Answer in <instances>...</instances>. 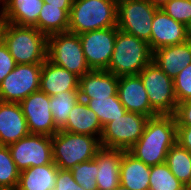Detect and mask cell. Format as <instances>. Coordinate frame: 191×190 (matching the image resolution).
Masks as SVG:
<instances>
[{
  "mask_svg": "<svg viewBox=\"0 0 191 190\" xmlns=\"http://www.w3.org/2000/svg\"><path fill=\"white\" fill-rule=\"evenodd\" d=\"M174 115H157L147 120L140 139L127 151L146 165L165 163L169 149L176 143Z\"/></svg>",
  "mask_w": 191,
  "mask_h": 190,
  "instance_id": "1",
  "label": "cell"
},
{
  "mask_svg": "<svg viewBox=\"0 0 191 190\" xmlns=\"http://www.w3.org/2000/svg\"><path fill=\"white\" fill-rule=\"evenodd\" d=\"M118 0H73L68 31L75 34L116 27Z\"/></svg>",
  "mask_w": 191,
  "mask_h": 190,
  "instance_id": "2",
  "label": "cell"
},
{
  "mask_svg": "<svg viewBox=\"0 0 191 190\" xmlns=\"http://www.w3.org/2000/svg\"><path fill=\"white\" fill-rule=\"evenodd\" d=\"M152 57L148 42L118 30L107 71L118 77L138 75L152 61Z\"/></svg>",
  "mask_w": 191,
  "mask_h": 190,
  "instance_id": "3",
  "label": "cell"
},
{
  "mask_svg": "<svg viewBox=\"0 0 191 190\" xmlns=\"http://www.w3.org/2000/svg\"><path fill=\"white\" fill-rule=\"evenodd\" d=\"M101 148L100 138L59 130L52 136L53 162L59 169L71 170L94 159Z\"/></svg>",
  "mask_w": 191,
  "mask_h": 190,
  "instance_id": "4",
  "label": "cell"
},
{
  "mask_svg": "<svg viewBox=\"0 0 191 190\" xmlns=\"http://www.w3.org/2000/svg\"><path fill=\"white\" fill-rule=\"evenodd\" d=\"M4 44L16 64H42L47 59V36L35 26L9 23Z\"/></svg>",
  "mask_w": 191,
  "mask_h": 190,
  "instance_id": "5",
  "label": "cell"
},
{
  "mask_svg": "<svg viewBox=\"0 0 191 190\" xmlns=\"http://www.w3.org/2000/svg\"><path fill=\"white\" fill-rule=\"evenodd\" d=\"M47 59L79 77L90 71L79 35L69 31L47 36Z\"/></svg>",
  "mask_w": 191,
  "mask_h": 190,
  "instance_id": "6",
  "label": "cell"
},
{
  "mask_svg": "<svg viewBox=\"0 0 191 190\" xmlns=\"http://www.w3.org/2000/svg\"><path fill=\"white\" fill-rule=\"evenodd\" d=\"M144 84L151 108L158 115H174L177 98L174 80L168 77L153 61L138 74Z\"/></svg>",
  "mask_w": 191,
  "mask_h": 190,
  "instance_id": "7",
  "label": "cell"
},
{
  "mask_svg": "<svg viewBox=\"0 0 191 190\" xmlns=\"http://www.w3.org/2000/svg\"><path fill=\"white\" fill-rule=\"evenodd\" d=\"M157 9L147 0H118V30L149 42L152 20Z\"/></svg>",
  "mask_w": 191,
  "mask_h": 190,
  "instance_id": "8",
  "label": "cell"
},
{
  "mask_svg": "<svg viewBox=\"0 0 191 190\" xmlns=\"http://www.w3.org/2000/svg\"><path fill=\"white\" fill-rule=\"evenodd\" d=\"M148 119L139 113L126 112L105 124L100 137L101 147L127 151L142 136Z\"/></svg>",
  "mask_w": 191,
  "mask_h": 190,
  "instance_id": "9",
  "label": "cell"
},
{
  "mask_svg": "<svg viewBox=\"0 0 191 190\" xmlns=\"http://www.w3.org/2000/svg\"><path fill=\"white\" fill-rule=\"evenodd\" d=\"M42 64H16L0 84V101L20 103L40 89Z\"/></svg>",
  "mask_w": 191,
  "mask_h": 190,
  "instance_id": "10",
  "label": "cell"
},
{
  "mask_svg": "<svg viewBox=\"0 0 191 190\" xmlns=\"http://www.w3.org/2000/svg\"><path fill=\"white\" fill-rule=\"evenodd\" d=\"M17 169L21 172L53 162L52 137L29 134L8 146Z\"/></svg>",
  "mask_w": 191,
  "mask_h": 190,
  "instance_id": "11",
  "label": "cell"
},
{
  "mask_svg": "<svg viewBox=\"0 0 191 190\" xmlns=\"http://www.w3.org/2000/svg\"><path fill=\"white\" fill-rule=\"evenodd\" d=\"M118 27L93 30L79 35L90 70H107L114 50Z\"/></svg>",
  "mask_w": 191,
  "mask_h": 190,
  "instance_id": "12",
  "label": "cell"
},
{
  "mask_svg": "<svg viewBox=\"0 0 191 190\" xmlns=\"http://www.w3.org/2000/svg\"><path fill=\"white\" fill-rule=\"evenodd\" d=\"M19 104L27 121L30 134L52 137L59 131L52 117L50 96L46 93L40 90L31 93Z\"/></svg>",
  "mask_w": 191,
  "mask_h": 190,
  "instance_id": "13",
  "label": "cell"
},
{
  "mask_svg": "<svg viewBox=\"0 0 191 190\" xmlns=\"http://www.w3.org/2000/svg\"><path fill=\"white\" fill-rule=\"evenodd\" d=\"M117 95L127 112H135L149 118L158 114L151 108L147 92L139 75L119 76Z\"/></svg>",
  "mask_w": 191,
  "mask_h": 190,
  "instance_id": "14",
  "label": "cell"
},
{
  "mask_svg": "<svg viewBox=\"0 0 191 190\" xmlns=\"http://www.w3.org/2000/svg\"><path fill=\"white\" fill-rule=\"evenodd\" d=\"M185 41H188L186 26L175 21L163 9L158 8L152 20L151 38L148 42L151 51Z\"/></svg>",
  "mask_w": 191,
  "mask_h": 190,
  "instance_id": "15",
  "label": "cell"
},
{
  "mask_svg": "<svg viewBox=\"0 0 191 190\" xmlns=\"http://www.w3.org/2000/svg\"><path fill=\"white\" fill-rule=\"evenodd\" d=\"M29 134L20 104L0 101V145L9 146Z\"/></svg>",
  "mask_w": 191,
  "mask_h": 190,
  "instance_id": "16",
  "label": "cell"
},
{
  "mask_svg": "<svg viewBox=\"0 0 191 190\" xmlns=\"http://www.w3.org/2000/svg\"><path fill=\"white\" fill-rule=\"evenodd\" d=\"M119 77L107 70H90L79 80L80 100L108 98L117 95Z\"/></svg>",
  "mask_w": 191,
  "mask_h": 190,
  "instance_id": "17",
  "label": "cell"
},
{
  "mask_svg": "<svg viewBox=\"0 0 191 190\" xmlns=\"http://www.w3.org/2000/svg\"><path fill=\"white\" fill-rule=\"evenodd\" d=\"M80 77L46 59L42 63L40 91L54 96L63 91H79Z\"/></svg>",
  "mask_w": 191,
  "mask_h": 190,
  "instance_id": "18",
  "label": "cell"
},
{
  "mask_svg": "<svg viewBox=\"0 0 191 190\" xmlns=\"http://www.w3.org/2000/svg\"><path fill=\"white\" fill-rule=\"evenodd\" d=\"M123 150L101 147L94 160L98 165L96 190H114L120 185V167Z\"/></svg>",
  "mask_w": 191,
  "mask_h": 190,
  "instance_id": "19",
  "label": "cell"
},
{
  "mask_svg": "<svg viewBox=\"0 0 191 190\" xmlns=\"http://www.w3.org/2000/svg\"><path fill=\"white\" fill-rule=\"evenodd\" d=\"M152 61L170 78L191 63V42L164 46L153 51Z\"/></svg>",
  "mask_w": 191,
  "mask_h": 190,
  "instance_id": "20",
  "label": "cell"
},
{
  "mask_svg": "<svg viewBox=\"0 0 191 190\" xmlns=\"http://www.w3.org/2000/svg\"><path fill=\"white\" fill-rule=\"evenodd\" d=\"M60 130L100 138L103 127L96 113L84 101L79 100L69 112L67 123Z\"/></svg>",
  "mask_w": 191,
  "mask_h": 190,
  "instance_id": "21",
  "label": "cell"
},
{
  "mask_svg": "<svg viewBox=\"0 0 191 190\" xmlns=\"http://www.w3.org/2000/svg\"><path fill=\"white\" fill-rule=\"evenodd\" d=\"M151 166L123 150L120 167V184L131 190H149Z\"/></svg>",
  "mask_w": 191,
  "mask_h": 190,
  "instance_id": "22",
  "label": "cell"
},
{
  "mask_svg": "<svg viewBox=\"0 0 191 190\" xmlns=\"http://www.w3.org/2000/svg\"><path fill=\"white\" fill-rule=\"evenodd\" d=\"M59 168L54 162L20 172L16 190H54Z\"/></svg>",
  "mask_w": 191,
  "mask_h": 190,
  "instance_id": "23",
  "label": "cell"
},
{
  "mask_svg": "<svg viewBox=\"0 0 191 190\" xmlns=\"http://www.w3.org/2000/svg\"><path fill=\"white\" fill-rule=\"evenodd\" d=\"M43 4V0H5L2 9L9 23L34 26Z\"/></svg>",
  "mask_w": 191,
  "mask_h": 190,
  "instance_id": "24",
  "label": "cell"
},
{
  "mask_svg": "<svg viewBox=\"0 0 191 190\" xmlns=\"http://www.w3.org/2000/svg\"><path fill=\"white\" fill-rule=\"evenodd\" d=\"M34 26L46 36L67 32L69 28V14L64 9H61V6L44 3L38 16V21Z\"/></svg>",
  "mask_w": 191,
  "mask_h": 190,
  "instance_id": "25",
  "label": "cell"
},
{
  "mask_svg": "<svg viewBox=\"0 0 191 190\" xmlns=\"http://www.w3.org/2000/svg\"><path fill=\"white\" fill-rule=\"evenodd\" d=\"M165 163L174 176L186 185L191 177V153L176 142L169 149Z\"/></svg>",
  "mask_w": 191,
  "mask_h": 190,
  "instance_id": "26",
  "label": "cell"
},
{
  "mask_svg": "<svg viewBox=\"0 0 191 190\" xmlns=\"http://www.w3.org/2000/svg\"><path fill=\"white\" fill-rule=\"evenodd\" d=\"M85 103L96 113L102 127L117 117H122L127 112L118 95L101 99H89Z\"/></svg>",
  "mask_w": 191,
  "mask_h": 190,
  "instance_id": "27",
  "label": "cell"
},
{
  "mask_svg": "<svg viewBox=\"0 0 191 190\" xmlns=\"http://www.w3.org/2000/svg\"><path fill=\"white\" fill-rule=\"evenodd\" d=\"M79 100V91H63L50 96L52 117L59 130L67 123L69 112Z\"/></svg>",
  "mask_w": 191,
  "mask_h": 190,
  "instance_id": "28",
  "label": "cell"
},
{
  "mask_svg": "<svg viewBox=\"0 0 191 190\" xmlns=\"http://www.w3.org/2000/svg\"><path fill=\"white\" fill-rule=\"evenodd\" d=\"M149 190H185L166 163L151 166Z\"/></svg>",
  "mask_w": 191,
  "mask_h": 190,
  "instance_id": "29",
  "label": "cell"
},
{
  "mask_svg": "<svg viewBox=\"0 0 191 190\" xmlns=\"http://www.w3.org/2000/svg\"><path fill=\"white\" fill-rule=\"evenodd\" d=\"M19 175L8 146L0 145V189L16 190Z\"/></svg>",
  "mask_w": 191,
  "mask_h": 190,
  "instance_id": "30",
  "label": "cell"
},
{
  "mask_svg": "<svg viewBox=\"0 0 191 190\" xmlns=\"http://www.w3.org/2000/svg\"><path fill=\"white\" fill-rule=\"evenodd\" d=\"M70 171L74 180L84 189H97L96 175L98 174V165L94 159L77 164Z\"/></svg>",
  "mask_w": 191,
  "mask_h": 190,
  "instance_id": "31",
  "label": "cell"
},
{
  "mask_svg": "<svg viewBox=\"0 0 191 190\" xmlns=\"http://www.w3.org/2000/svg\"><path fill=\"white\" fill-rule=\"evenodd\" d=\"M161 9L185 26L191 20V0H169Z\"/></svg>",
  "mask_w": 191,
  "mask_h": 190,
  "instance_id": "32",
  "label": "cell"
},
{
  "mask_svg": "<svg viewBox=\"0 0 191 190\" xmlns=\"http://www.w3.org/2000/svg\"><path fill=\"white\" fill-rule=\"evenodd\" d=\"M173 80L177 103L191 99V63L180 70Z\"/></svg>",
  "mask_w": 191,
  "mask_h": 190,
  "instance_id": "33",
  "label": "cell"
},
{
  "mask_svg": "<svg viewBox=\"0 0 191 190\" xmlns=\"http://www.w3.org/2000/svg\"><path fill=\"white\" fill-rule=\"evenodd\" d=\"M54 190H86L73 178L70 170L59 169L56 177Z\"/></svg>",
  "mask_w": 191,
  "mask_h": 190,
  "instance_id": "34",
  "label": "cell"
},
{
  "mask_svg": "<svg viewBox=\"0 0 191 190\" xmlns=\"http://www.w3.org/2000/svg\"><path fill=\"white\" fill-rule=\"evenodd\" d=\"M16 63L7 46L0 44V84L3 79L15 68Z\"/></svg>",
  "mask_w": 191,
  "mask_h": 190,
  "instance_id": "35",
  "label": "cell"
},
{
  "mask_svg": "<svg viewBox=\"0 0 191 190\" xmlns=\"http://www.w3.org/2000/svg\"><path fill=\"white\" fill-rule=\"evenodd\" d=\"M174 117L177 125L191 126V99L177 104Z\"/></svg>",
  "mask_w": 191,
  "mask_h": 190,
  "instance_id": "36",
  "label": "cell"
},
{
  "mask_svg": "<svg viewBox=\"0 0 191 190\" xmlns=\"http://www.w3.org/2000/svg\"><path fill=\"white\" fill-rule=\"evenodd\" d=\"M176 142L191 153V126L177 125Z\"/></svg>",
  "mask_w": 191,
  "mask_h": 190,
  "instance_id": "37",
  "label": "cell"
},
{
  "mask_svg": "<svg viewBox=\"0 0 191 190\" xmlns=\"http://www.w3.org/2000/svg\"><path fill=\"white\" fill-rule=\"evenodd\" d=\"M43 2L54 6H61V9H64L69 14L73 0H43Z\"/></svg>",
  "mask_w": 191,
  "mask_h": 190,
  "instance_id": "38",
  "label": "cell"
},
{
  "mask_svg": "<svg viewBox=\"0 0 191 190\" xmlns=\"http://www.w3.org/2000/svg\"><path fill=\"white\" fill-rule=\"evenodd\" d=\"M8 24V19L4 15L3 9L0 6V44L4 43L5 32Z\"/></svg>",
  "mask_w": 191,
  "mask_h": 190,
  "instance_id": "39",
  "label": "cell"
},
{
  "mask_svg": "<svg viewBox=\"0 0 191 190\" xmlns=\"http://www.w3.org/2000/svg\"><path fill=\"white\" fill-rule=\"evenodd\" d=\"M149 1L153 6L157 8H161L164 6L169 0H147Z\"/></svg>",
  "mask_w": 191,
  "mask_h": 190,
  "instance_id": "40",
  "label": "cell"
},
{
  "mask_svg": "<svg viewBox=\"0 0 191 190\" xmlns=\"http://www.w3.org/2000/svg\"><path fill=\"white\" fill-rule=\"evenodd\" d=\"M187 39L191 42V20L186 25Z\"/></svg>",
  "mask_w": 191,
  "mask_h": 190,
  "instance_id": "41",
  "label": "cell"
},
{
  "mask_svg": "<svg viewBox=\"0 0 191 190\" xmlns=\"http://www.w3.org/2000/svg\"><path fill=\"white\" fill-rule=\"evenodd\" d=\"M185 190H191V177H190V180L185 185Z\"/></svg>",
  "mask_w": 191,
  "mask_h": 190,
  "instance_id": "42",
  "label": "cell"
},
{
  "mask_svg": "<svg viewBox=\"0 0 191 190\" xmlns=\"http://www.w3.org/2000/svg\"><path fill=\"white\" fill-rule=\"evenodd\" d=\"M114 190H131V189H129V188H126V187H124V186H122L121 184L118 186V187H116Z\"/></svg>",
  "mask_w": 191,
  "mask_h": 190,
  "instance_id": "43",
  "label": "cell"
},
{
  "mask_svg": "<svg viewBox=\"0 0 191 190\" xmlns=\"http://www.w3.org/2000/svg\"><path fill=\"white\" fill-rule=\"evenodd\" d=\"M5 0H0L1 7L3 6Z\"/></svg>",
  "mask_w": 191,
  "mask_h": 190,
  "instance_id": "44",
  "label": "cell"
}]
</instances>
